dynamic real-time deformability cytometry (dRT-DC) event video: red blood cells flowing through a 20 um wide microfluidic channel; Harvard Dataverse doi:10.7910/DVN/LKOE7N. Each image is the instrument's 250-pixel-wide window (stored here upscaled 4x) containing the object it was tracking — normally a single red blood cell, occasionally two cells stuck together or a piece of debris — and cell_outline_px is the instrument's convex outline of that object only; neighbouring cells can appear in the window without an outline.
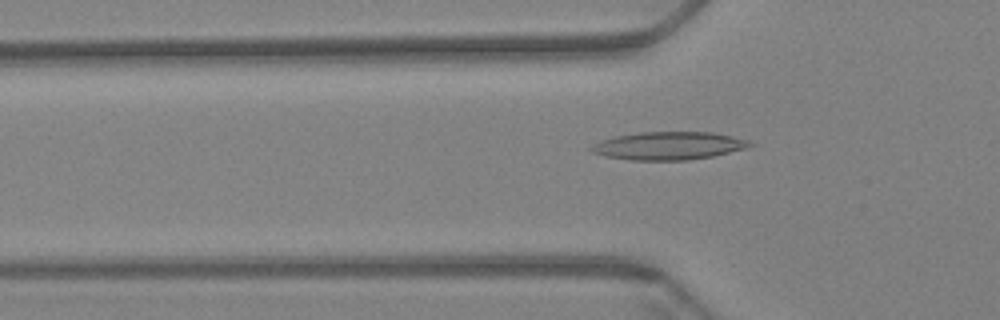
{"species": "Egyptian fruit bat (a non-hibernating species)", "species_latin": "Rousettus aegyptiacus", "temperature_condition": "warm", "stored_images_in_passage": 39, "camera_frame_rate_fps": 3000, "um_per_image_px": 0.085, "animal": {"sex": "female"}, "frame": {"image": 1, "passage_image": 5, "time_ms": 1.333, "image_size_px": [1000, 320], "cell_outline_px": [[756, 144], [748, 148], [712, 156], [688, 160], [632, 160], [604, 156], [592, 152], [588, 148], [592, 144], [600, 140], [616, 136], [640, 132], [712, 132], [732, 136], [748, 140]], "centroid_in_image_um": [56.83, 12.39], "position_along_channel_um": 69.0, "area_um2": 25.95}}
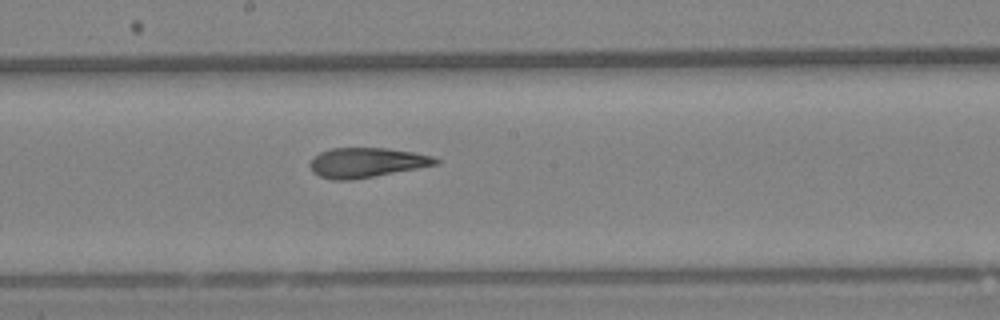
{"frame": {"image": 2, "passage_image": 18, "time_ms": 5.667, "image_size_px": [1000, 320], "cell_outline_px": [[440, 164], [372, 176], [348, 180], [332, 180], [320, 176], [312, 172], [308, 164], [320, 152], [332, 148], [388, 148], [412, 152], [432, 156], [440, 160]], "centroid_in_image_um": [31.15, 13.81], "position_along_channel_um": 217.1, "area_um2": 21.56}}
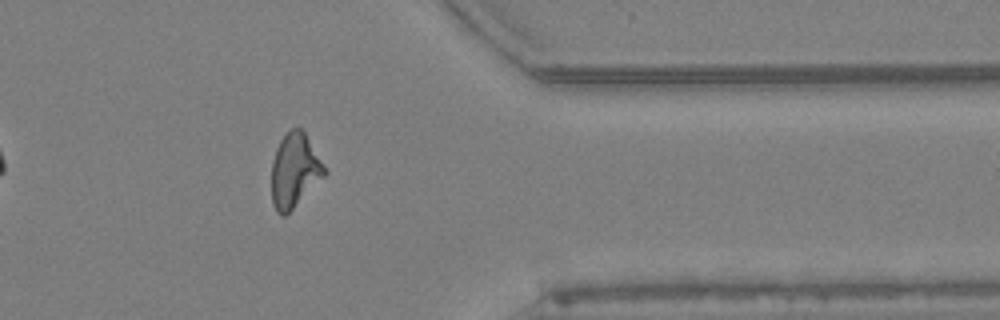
{"frame": {"image": 3, "passage_image": 34, "time_ms": 11.0, "image_size_px": [1000, 320], "cell_outline_px": [[328, 172], [284, 216], [280, 216], [276, 212], [272, 204], [272, 160], [276, 148], [280, 140], [292, 128], [300, 128], [304, 132], [324, 164]], "centroid_in_image_um": [25.02, 14.49], "position_along_channel_um": 386.4, "area_um2": 22.48}}